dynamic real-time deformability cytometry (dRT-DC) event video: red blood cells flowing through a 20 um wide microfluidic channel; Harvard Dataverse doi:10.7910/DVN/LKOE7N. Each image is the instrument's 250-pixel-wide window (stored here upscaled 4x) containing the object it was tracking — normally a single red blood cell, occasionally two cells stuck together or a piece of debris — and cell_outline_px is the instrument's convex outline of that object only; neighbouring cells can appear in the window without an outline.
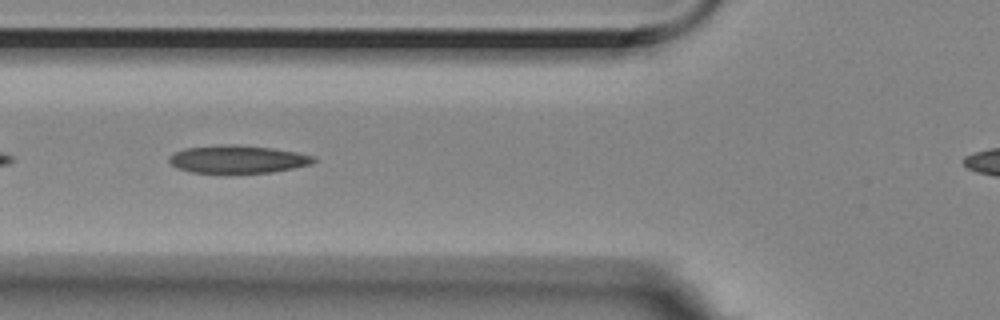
{"species": "Egyptian fruit bat (a non-hibernating species)", "species_latin": "Rousettus aegyptiacus", "temperature_condition": "room temperature", "stored_images_in_passage": 4, "camera_frame_rate_fps": 3000, "um_per_image_px": 0.085, "animal": {"sex": "female"}, "frame": {"image": 1, "passage_image": 3, "time_ms": 0.667, "image_size_px": [1000, 320], "cell_outline_px": [[316, 160], [312, 164], [272, 172], [224, 176], [192, 172], [176, 168], [168, 160], [168, 156], [184, 148], [224, 144], [232, 144], [272, 148], [296, 152], [316, 156]], "centroid_in_image_um": [20.17, 13.58], "position_along_channel_um": 105.6, "area_um2": 24.39}}
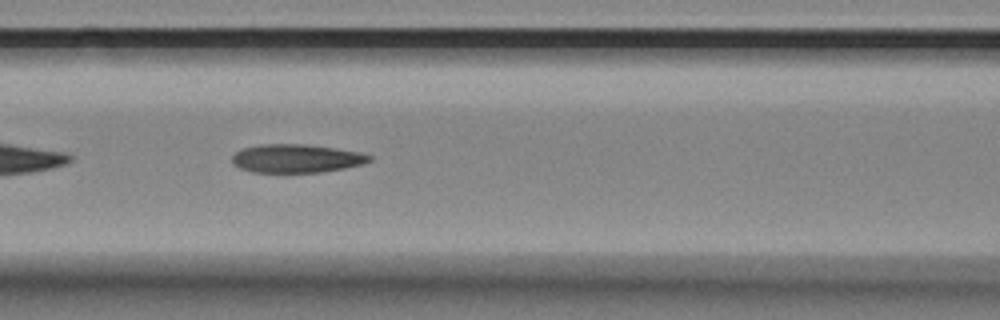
{"frame": {"image": 2, "passage_image": 4, "time_ms": 1.0, "image_size_px": [1000, 320], "cell_outline_px": [[372, 160], [364, 164], [344, 168], [320, 172], [252, 172], [240, 168], [232, 164], [232, 156], [236, 152], [244, 148], [260, 144], [304, 144], [360, 152], [372, 156]], "centroid_in_image_um": [25.19, 13.47], "position_along_channel_um": 141.4, "area_um2": 22.66}}